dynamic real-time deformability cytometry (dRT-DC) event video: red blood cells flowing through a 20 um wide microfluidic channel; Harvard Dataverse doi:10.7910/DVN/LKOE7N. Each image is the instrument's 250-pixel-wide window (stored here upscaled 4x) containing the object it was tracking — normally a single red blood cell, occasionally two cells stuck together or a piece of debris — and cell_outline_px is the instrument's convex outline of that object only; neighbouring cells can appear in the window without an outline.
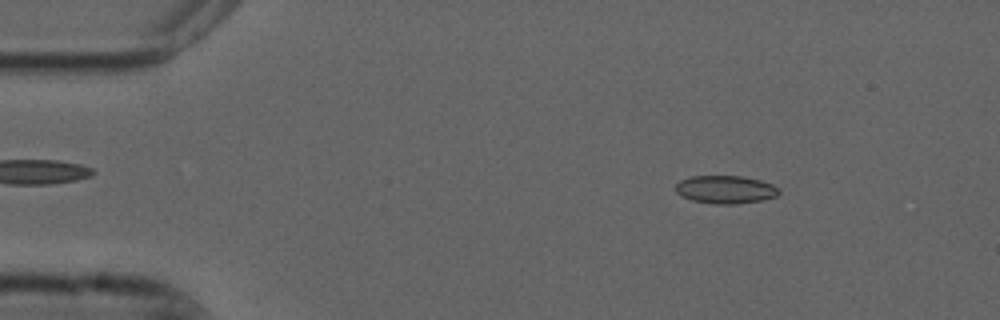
{"species": "common noctule bat (a hibernating species)", "species_latin": "Nyctalus noctula", "temperature_condition": "cold", "stored_images_in_passage": 5, "camera_frame_rate_fps": 3000, "um_per_image_px": 0.085, "animal": {"sex": "male", "forearm_length_mm": 52.5}, "frame": {"image": 1, "passage_image": 1, "time_ms": 0.0, "image_size_px": [1000, 320], "cell_outline_px": [[780, 192], [776, 196], [764, 200], [736, 204], [716, 204], [692, 200], [680, 196], [676, 192], [676, 184], [680, 180], [692, 176], [740, 176], [760, 180], [772, 184], [780, 188]], "centroid_in_image_um": [61.68, 16.11], "position_along_channel_um": 23.3, "area_um2": 16.94}}
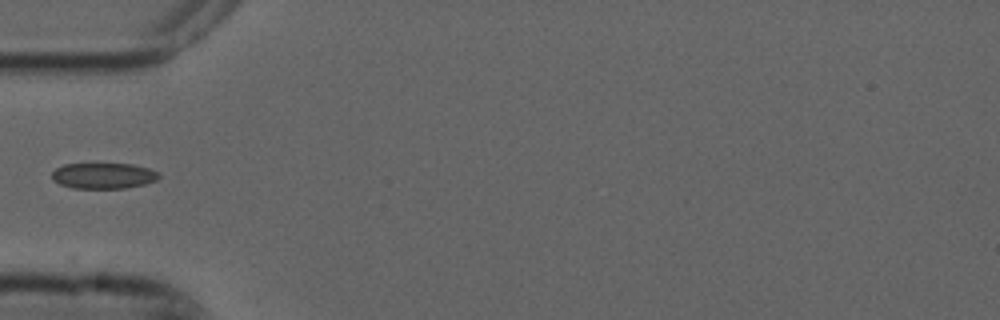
{"frame": {"image": 2, "passage_image": 4, "time_ms": 1.0, "image_size_px": [1000, 320], "cell_outline_px": [[160, 176], [156, 180], [144, 184], [124, 188], [72, 188], [60, 184], [52, 180], [52, 172], [56, 168], [64, 164], [132, 164], [148, 168], [160, 172]], "centroid_in_image_um": [8.79, 14.93], "position_along_channel_um": 76.2, "area_um2": 16.07}}
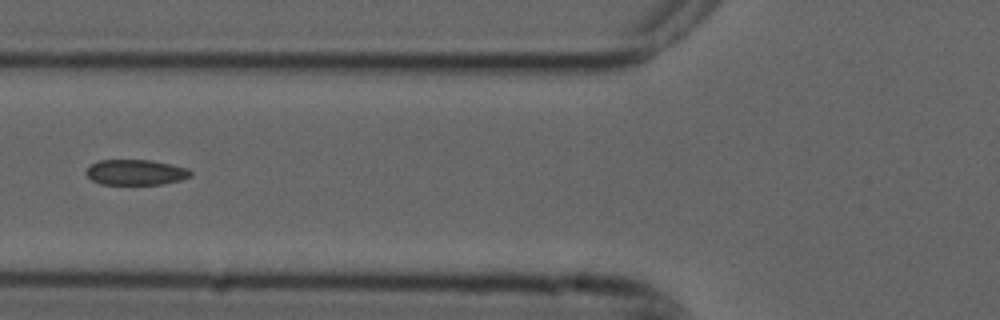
{"frame": {"image": 3, "passage_image": 5, "time_ms": 1.333, "image_size_px": [1000, 320], "cell_outline_px": [[192, 176], [180, 180], [160, 184], [100, 184], [92, 180], [84, 172], [92, 164], [100, 160], [152, 160], [188, 168], [192, 172]], "centroid_in_image_um": [11.55, 14.64], "position_along_channel_um": 114.3, "area_um2": 15.43}}